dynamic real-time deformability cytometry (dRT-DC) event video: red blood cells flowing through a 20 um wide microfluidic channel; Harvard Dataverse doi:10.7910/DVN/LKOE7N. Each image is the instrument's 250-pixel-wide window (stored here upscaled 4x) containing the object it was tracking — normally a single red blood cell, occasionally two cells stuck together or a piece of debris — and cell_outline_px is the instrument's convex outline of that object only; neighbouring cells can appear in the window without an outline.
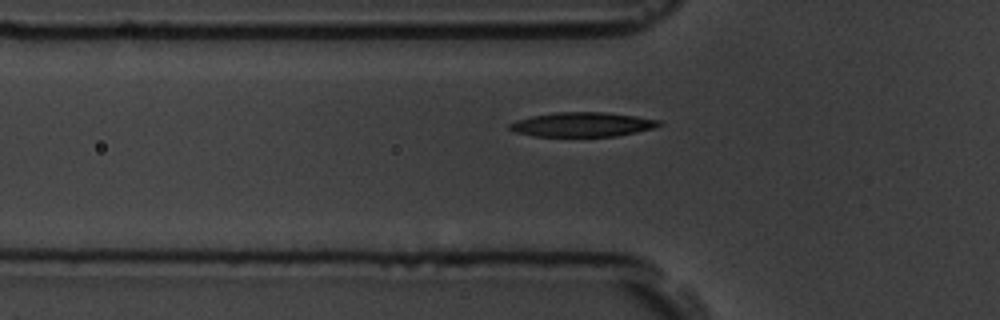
{"species": "common noctule bat (a hibernating species)", "species_latin": "Nyctalus noctula", "temperature_condition": "room temperature", "stored_images_in_passage": 43, "camera_frame_rate_fps": 3000, "um_per_image_px": 0.085, "animal": {"sex": "male", "body_mass_g": 19.5, "forearm_length_mm": 54.6}, "frame": {"image": 1, "passage_image": 4, "time_ms": 1.0, "image_size_px": [1000, 320], "cell_outline_px": [[664, 124], [652, 128], [636, 132], [616, 136], [532, 136], [516, 132], [508, 128], [508, 124], [516, 120], [532, 116], [556, 112], [604, 112], [636, 116], [660, 120]], "centroid_in_image_um": [49.49, 10.58], "position_along_channel_um": 76.3, "area_um2": 21.21}}
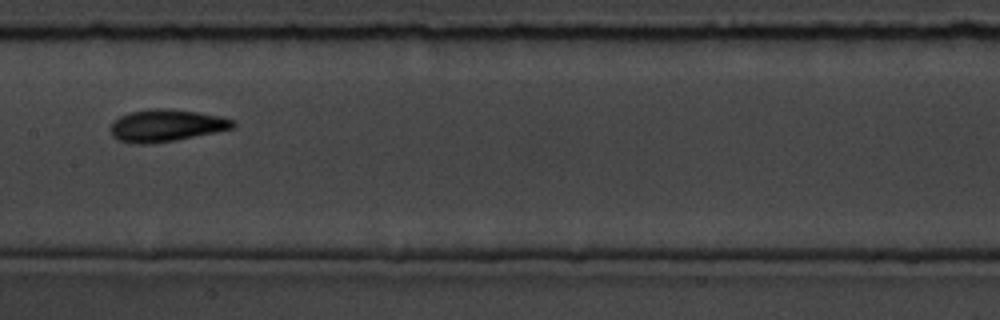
{"frame": {"image": 2, "passage_image": 14, "time_ms": 4.333, "image_size_px": [1000, 320], "cell_outline_px": [[236, 128], [176, 140], [148, 144], [136, 144], [116, 140], [112, 136], [108, 128], [112, 120], [120, 116], [132, 112], [152, 108], [164, 108], [200, 112], [220, 116], [236, 120]], "centroid_in_image_um": [14.12, 10.67], "position_along_channel_um": 193.3, "area_um2": 23.35}}
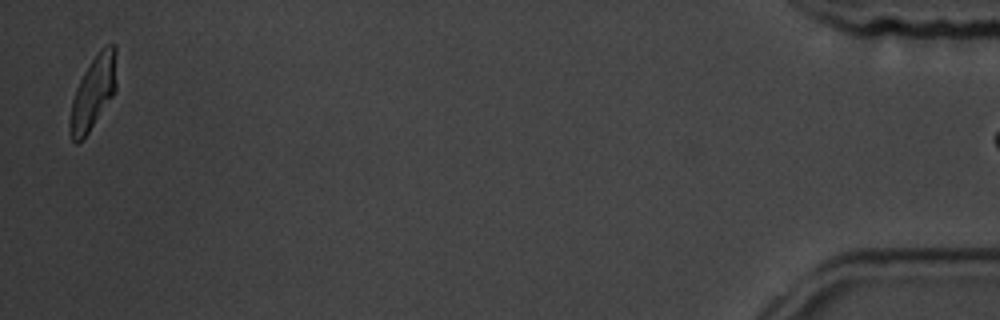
{"frame": {"image": 3, "passage_image": 42, "time_ms": 13.667, "image_size_px": [1000, 320], "cell_outline_px": [[116, 88], [112, 96], [88, 132], [76, 144], [72, 140], [68, 128], [68, 124], [72, 100], [76, 88], [84, 72], [100, 48], [108, 44], [116, 44]], "centroid_in_image_um": [7.92, 7.84], "position_along_channel_um": 427.3, "area_um2": 19.65}}